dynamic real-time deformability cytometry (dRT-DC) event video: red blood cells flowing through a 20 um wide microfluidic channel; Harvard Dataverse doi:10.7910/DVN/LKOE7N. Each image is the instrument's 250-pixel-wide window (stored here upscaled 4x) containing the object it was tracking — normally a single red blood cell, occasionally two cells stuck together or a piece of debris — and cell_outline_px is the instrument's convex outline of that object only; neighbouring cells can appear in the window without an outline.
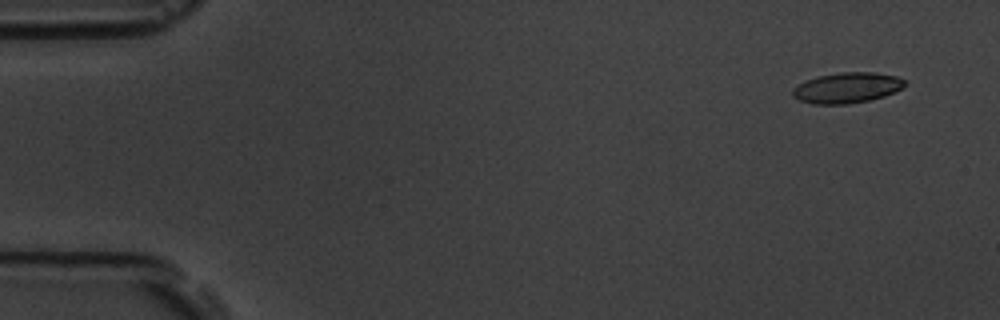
{"species": "common noctule bat (a hibernating species)", "species_latin": "Nyctalus noctula", "temperature_condition": "room temperature", "stored_images_in_passage": 6, "camera_frame_rate_fps": 3000, "um_per_image_px": 0.085, "animal": {"sex": "male", "body_mass_g": 19.5, "forearm_length_mm": 54.6}, "frame": {"image": 1, "passage_image": 1, "time_ms": 0.0, "image_size_px": [1000, 320], "cell_outline_px": [[908, 84], [884, 96], [868, 100], [848, 104], [812, 104], [800, 100], [792, 96], [792, 88], [808, 80], [820, 76], [844, 72], [872, 72], [896, 76], [904, 80]], "centroid_in_image_um": [71.99, 7.47], "position_along_channel_um": 13.0, "area_um2": 19.65}}
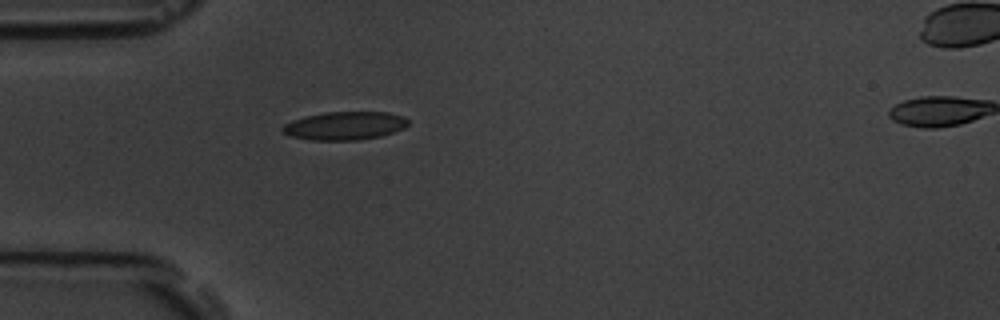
{"frame": {"image": 2, "passage_image": 5, "time_ms": 4.333, "image_size_px": [1000, 320], "cell_outline_px": [[408, 124], [404, 128], [380, 136], [356, 140], [312, 140], [288, 136], [280, 128], [284, 124], [292, 120], [304, 116], [324, 112], [388, 112], [404, 116], [408, 120]], "centroid_in_image_um": [29.28, 10.68], "position_along_channel_um": 55.7, "area_um2": 20.75}}